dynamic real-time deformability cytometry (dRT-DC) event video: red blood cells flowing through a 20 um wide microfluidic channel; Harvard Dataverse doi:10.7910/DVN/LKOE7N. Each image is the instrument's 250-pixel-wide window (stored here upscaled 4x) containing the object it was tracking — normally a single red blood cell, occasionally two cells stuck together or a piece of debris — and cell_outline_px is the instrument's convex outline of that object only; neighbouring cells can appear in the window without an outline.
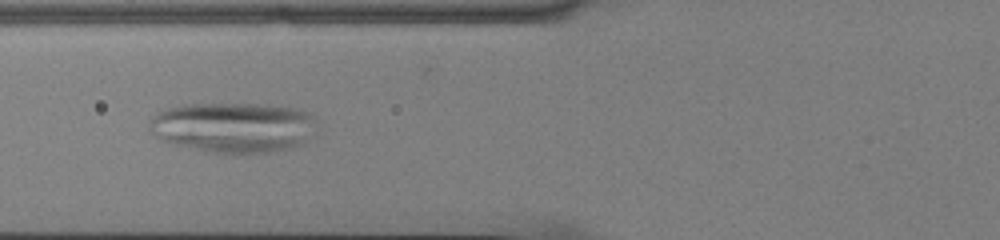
{"species": "common noctule bat (a hibernating species)", "species_latin": "Nyctalus noctula", "temperature_condition": "cold", "stored_images_in_passage": 54, "camera_frame_rate_fps": 3000, "um_per_image_px": 0.085, "animal": {"sex": "male", "body_mass_g": 13.0, "forearm_length_mm": 53.1}, "frame": {"image": 1, "passage_image": 21, "time_ms": 6.667, "image_size_px": [1000, 240], "cell_outline_px": [[316, 136], [304, 144], [292, 148], [268, 152], [240, 156], [228, 156], [204, 152], [176, 144], [164, 140], [152, 132], [148, 128], [148, 120], [156, 112], [164, 108], [180, 104], [268, 104], [296, 108], [308, 112], [316, 120]], "centroid_in_image_um": [19.88, 10.85], "position_along_channel_um": 105.9, "area_um2": 50.86}}
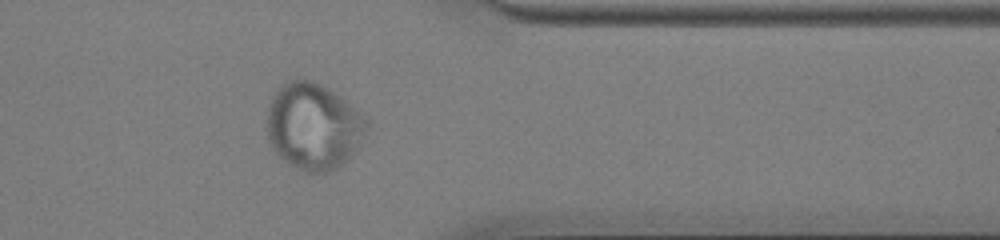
{"frame": {"image": 2, "passage_image": 44, "time_ms": 14.333, "image_size_px": [1000, 240], "cell_outline_px": [[368, 128], [364, 136], [356, 148], [340, 164], [324, 172], [300, 172], [284, 160], [272, 148], [268, 140], [264, 128], [268, 108], [272, 96], [276, 88], [284, 80], [296, 76], [304, 76], [328, 88], [340, 96], [360, 112], [368, 120]], "centroid_in_image_um": [26.56, 10.66], "position_along_channel_um": 384.8, "area_um2": 50.92}}
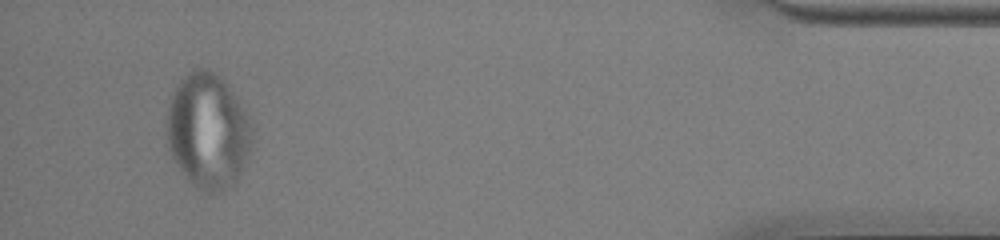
{"frame": {"image": 3, "passage_image": 51, "time_ms": 16.667, "image_size_px": [1000, 240], "cell_outline_px": [[256, 140], [252, 152], [236, 184], [216, 192], [204, 192], [188, 180], [172, 160], [168, 152], [164, 136], [164, 116], [172, 92], [176, 84], [188, 72], [196, 68], [208, 68], [220, 76], [228, 84], [252, 120], [256, 128]], "centroid_in_image_um": [17.69, 11.14], "position_along_channel_um": 417.5, "area_um2": 59.88}}